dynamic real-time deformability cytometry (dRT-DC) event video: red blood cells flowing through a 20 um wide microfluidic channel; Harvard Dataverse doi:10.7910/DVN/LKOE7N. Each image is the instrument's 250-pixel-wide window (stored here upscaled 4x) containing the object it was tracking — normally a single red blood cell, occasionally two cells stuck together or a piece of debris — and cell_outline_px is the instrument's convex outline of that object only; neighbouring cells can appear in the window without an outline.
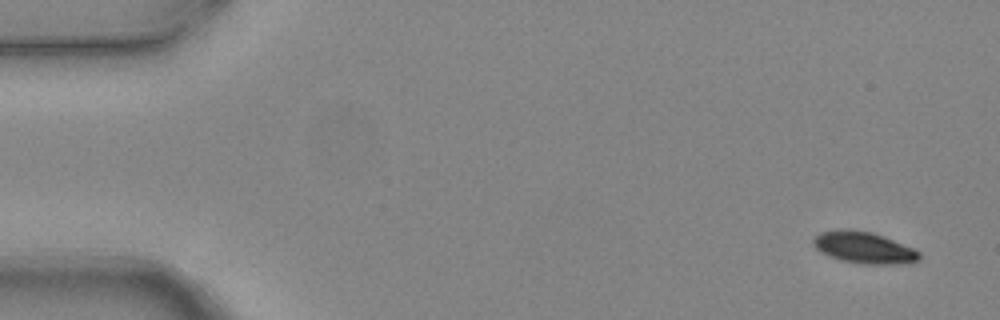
{"species": "common noctule bat (a hibernating species)", "species_latin": "Nyctalus noctula", "temperature_condition": "warm", "stored_images_in_passage": 3, "camera_frame_rate_fps": 3000, "um_per_image_px": 0.085, "animal": {"sex": "female", "body_mass_g": 24.6, "forearm_length_mm": 56.2}, "frame": {"image": 1, "passage_image": 1, "time_ms": 0.0, "image_size_px": [1000, 320], "cell_outline_px": [[920, 260], [904, 264], [864, 264], [840, 260], [828, 256], [820, 252], [812, 244], [812, 240], [820, 232], [836, 228], [848, 228], [872, 232], [884, 236], [916, 248], [920, 252]], "centroid_in_image_um": [73.44, 21.03], "position_along_channel_um": 11.6, "area_um2": 20.06}}
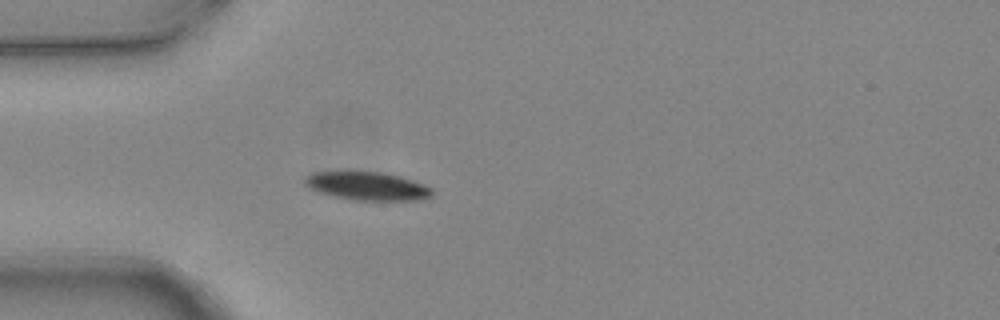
{"frame": {"image": 2, "passage_image": 3, "time_ms": 0.667, "image_size_px": [1000, 320], "cell_outline_px": [[432, 196], [416, 200], [352, 200], [332, 196], [316, 192], [308, 188], [304, 184], [304, 176], [312, 172], [348, 168], [380, 172], [400, 176], [424, 184], [432, 188]], "centroid_in_image_um": [31.09, 15.76], "position_along_channel_um": 53.9, "area_um2": 22.08}}